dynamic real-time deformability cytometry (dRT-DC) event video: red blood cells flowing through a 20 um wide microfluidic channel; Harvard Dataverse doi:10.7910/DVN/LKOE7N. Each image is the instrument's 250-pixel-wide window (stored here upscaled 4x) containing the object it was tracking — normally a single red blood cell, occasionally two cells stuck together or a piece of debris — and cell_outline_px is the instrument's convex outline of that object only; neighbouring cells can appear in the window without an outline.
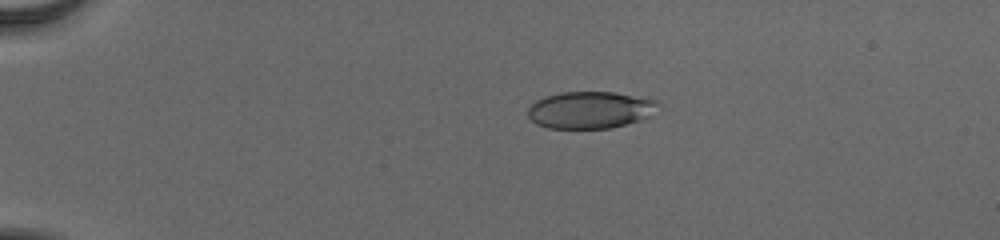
{"species": "human", "species_latin": "Homo sapiens", "temperature_condition": "cold", "stored_images_in_passage": 45, "camera_frame_rate_fps": 3000, "um_per_image_px": 0.085, "donor": {"sex": "male"}, "frame": {"image": 1, "passage_image": 3, "time_ms": 0.667, "image_size_px": [1000, 240], "cell_outline_px": [[660, 104], [652, 116], [624, 124], [608, 128], [548, 128], [536, 124], [528, 116], [528, 108], [536, 100], [544, 96], [560, 92], [612, 92], [648, 96], [660, 100]], "centroid_in_image_um": [50.23, 9.32], "position_along_channel_um": 34.8, "area_um2": 28.5}}
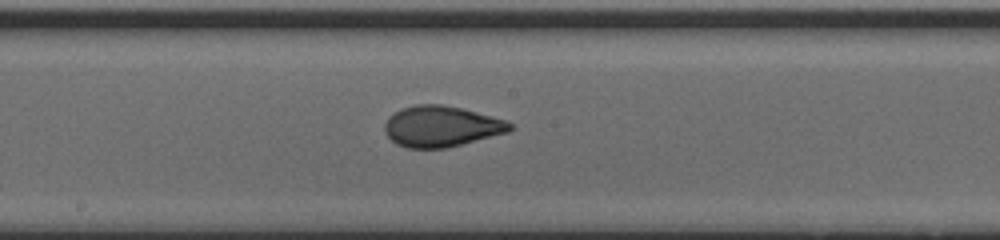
{"frame": {"image": 2, "passage_image": 22, "time_ms": 7.0, "image_size_px": [1000, 240], "cell_outline_px": [[512, 128], [508, 132], [448, 148], [408, 148], [396, 144], [384, 132], [384, 124], [388, 116], [400, 108], [416, 104], [440, 104], [460, 108], [476, 112], [504, 120], [512, 124]], "centroid_in_image_um": [37.46, 10.74], "position_along_channel_um": 210.7, "area_um2": 29.82}}
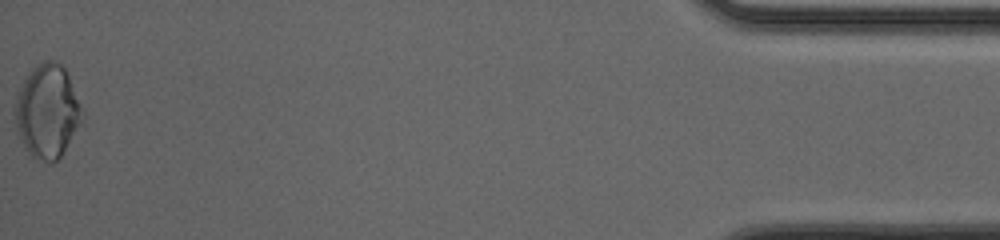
{"frame": {"image": 3, "passage_image": 45, "time_ms": 14.667, "image_size_px": [1000, 240], "cell_outline_px": [[84, 120], [60, 156], [52, 164], [32, 156], [28, 152], [16, 128], [12, 112], [20, 88], [24, 80], [32, 68], [44, 60], [56, 60], [64, 68], [68, 76], [84, 116]], "centroid_in_image_um": [4.01, 9.46], "position_along_channel_um": 431.2, "area_um2": 36.24}, "authors_computed_cell_mechanics": {"area_um2": 29.5358, "velocity_mm_per_s": 3.9371, "shape_relaxation_time_tau1_ms": 6.1387, "shape_relaxation_time_tau2_ms": 0.6055, "deformation_change_tau1": 0.1671, "deformation_change_tau2": 0.0402}}